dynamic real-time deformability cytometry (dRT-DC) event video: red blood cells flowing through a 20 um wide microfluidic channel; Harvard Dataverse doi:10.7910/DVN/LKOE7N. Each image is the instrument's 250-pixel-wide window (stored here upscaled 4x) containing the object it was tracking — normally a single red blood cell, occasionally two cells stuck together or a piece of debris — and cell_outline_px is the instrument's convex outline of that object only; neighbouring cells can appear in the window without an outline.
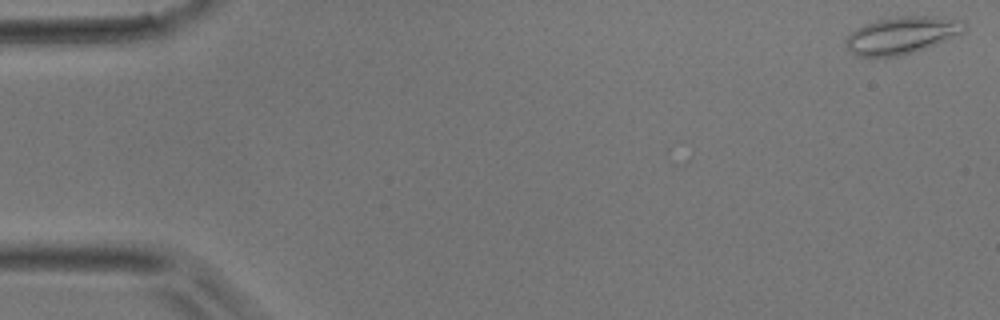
{"species": "common noctule bat (a hibernating species)", "species_latin": "Nyctalus noctula", "temperature_condition": "room temperature", "stored_images_in_passage": 47, "camera_frame_rate_fps": 3000, "um_per_image_px": 0.085, "animal": {"sex": "male", "body_mass_g": 17.9}, "frame": {"image": 1, "passage_image": 1, "time_ms": 0.0, "image_size_px": [1000, 320], "cell_outline_px": [[968, 24], [964, 32], [924, 48], [912, 52], [896, 56], [856, 56], [848, 48], [844, 40], [852, 32], [864, 24], [876, 20], [900, 16], [944, 16], [964, 20]], "centroid_in_image_um": [76.7, 2.96], "position_along_channel_um": 8.3, "area_um2": 25.55}}
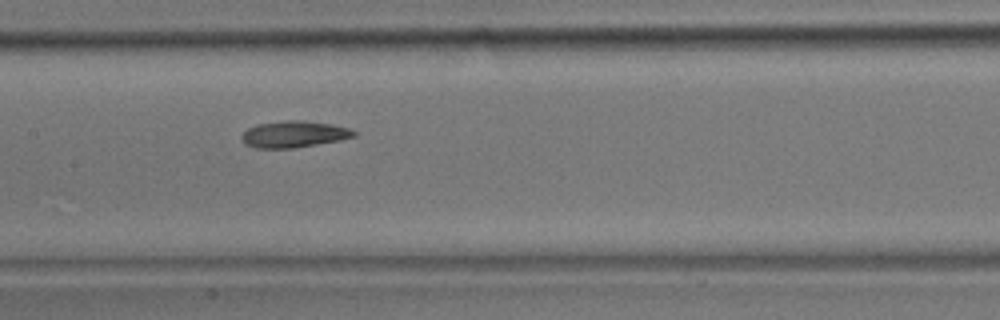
{"frame": {"image": 2, "passage_image": 23, "time_ms": 7.333, "image_size_px": [1000, 320], "cell_outline_px": [[356, 136], [340, 140], [292, 148], [256, 148], [244, 144], [240, 136], [248, 128], [256, 124], [288, 120], [300, 120], [332, 124], [348, 128], [356, 132]], "centroid_in_image_um": [24.95, 11.41], "position_along_channel_um": 182.4, "area_um2": 17.28}}
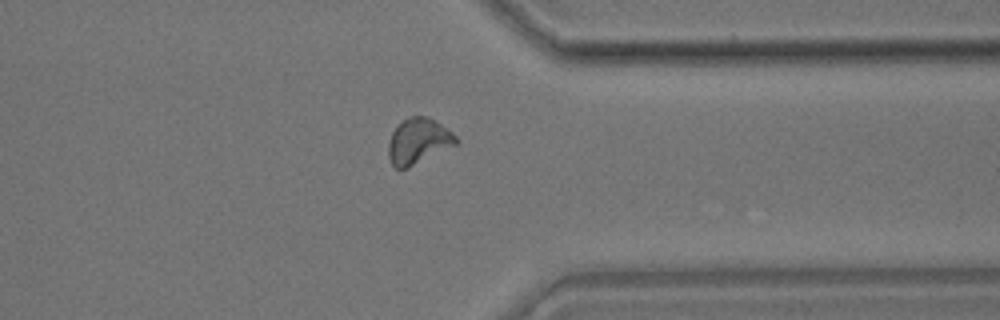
{"frame": {"image": 3, "passage_image": 37, "time_ms": 12.0, "image_size_px": [1000, 320], "cell_outline_px": [[460, 140], [456, 144], [404, 168], [396, 168], [392, 164], [388, 156], [388, 144], [392, 132], [408, 116], [428, 116], [452, 132]], "centroid_in_image_um": [35.55, 11.96], "position_along_channel_um": 375.9, "area_um2": 17.4}}